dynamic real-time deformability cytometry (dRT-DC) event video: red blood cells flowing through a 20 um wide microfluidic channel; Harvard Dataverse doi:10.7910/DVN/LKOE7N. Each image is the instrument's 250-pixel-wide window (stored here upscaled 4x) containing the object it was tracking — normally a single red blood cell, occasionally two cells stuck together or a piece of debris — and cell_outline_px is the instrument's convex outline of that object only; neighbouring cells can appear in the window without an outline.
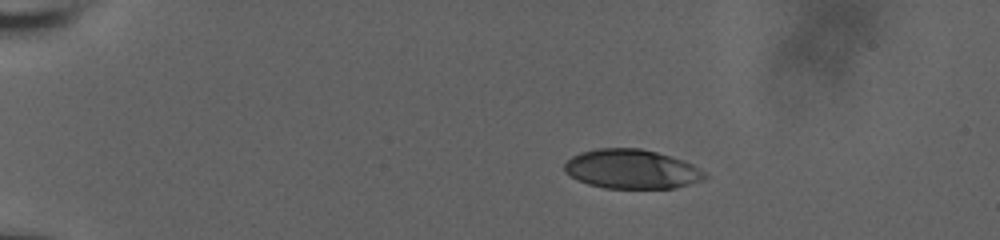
{"species": "human", "species_latin": "Homo sapiens", "temperature_condition": "room temperature", "stored_images_in_passage": 32, "camera_frame_rate_fps": 3000, "um_per_image_px": 0.085, "donor": {"sex": "male"}, "frame": {"image": 1, "passage_image": 1, "time_ms": 0.0, "image_size_px": [1000, 240], "cell_outline_px": [[708, 176], [704, 180], [692, 184], [676, 188], [604, 188], [588, 184], [564, 172], [564, 164], [572, 156], [580, 152], [596, 148], [640, 148], [656, 152], [684, 160], [692, 164], [704, 172]], "centroid_in_image_um": [53.71, 14.37], "position_along_channel_um": 31.3, "area_um2": 32.19}}
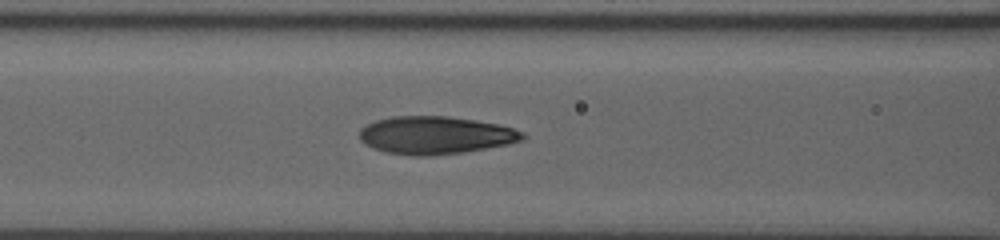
{"frame": {"image": 2, "passage_image": 21, "time_ms": 5.0, "image_size_px": [1000, 240], "cell_outline_px": [[524, 140], [508, 144], [464, 152], [432, 156], [416, 156], [384, 152], [372, 148], [364, 144], [360, 140], [360, 128], [376, 120], [392, 116], [448, 116], [476, 120], [500, 124], [524, 132]], "centroid_in_image_um": [37.01, 11.49], "position_along_channel_um": 129.6, "area_um2": 36.13}}
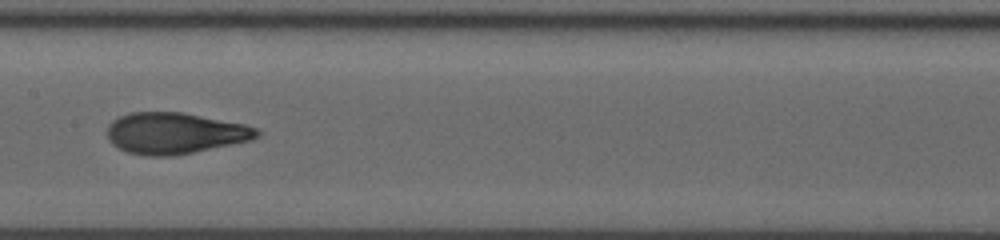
{"frame": {"image": 3, "passage_image": 31, "time_ms": 6.667, "image_size_px": [1000, 240], "cell_outline_px": [[264, 132], [260, 136], [252, 140], [172, 156], [144, 156], [128, 152], [112, 144], [108, 140], [108, 124], [112, 120], [120, 116], [132, 112], [184, 112], [244, 124], [256, 128]], "centroid_in_image_um": [14.88, 11.32], "position_along_channel_um": 192.5, "area_um2": 36.07}}